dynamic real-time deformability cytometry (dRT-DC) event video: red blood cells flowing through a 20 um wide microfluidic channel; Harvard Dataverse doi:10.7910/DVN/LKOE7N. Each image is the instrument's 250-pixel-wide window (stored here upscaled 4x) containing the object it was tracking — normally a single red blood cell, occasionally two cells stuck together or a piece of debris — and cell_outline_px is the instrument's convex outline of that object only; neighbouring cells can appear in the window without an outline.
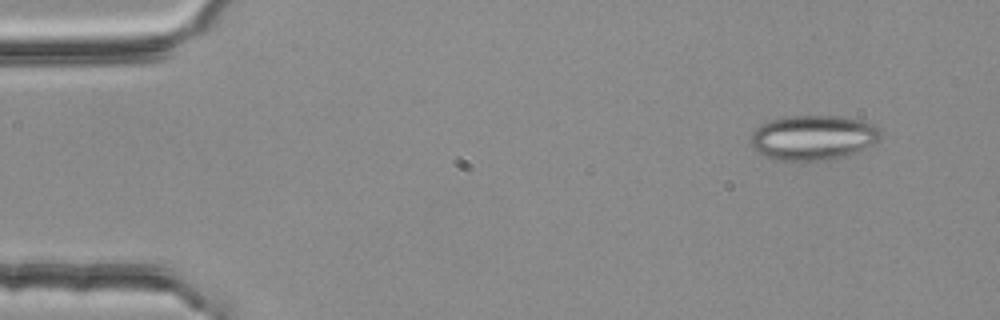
{"species": "common noctule bat (a hibernating species)", "species_latin": "Nyctalus noctula", "temperature_condition": "room temperature", "stored_images_in_passage": 3, "camera_frame_rate_fps": 3000, "um_per_image_px": 0.085, "animal": {"sex": "female", "body_mass_g": 25.1}, "frame": {"image": 1, "passage_image": 1, "time_ms": 0.0, "image_size_px": [1000, 320], "cell_outline_px": [[880, 136], [872, 144], [856, 152], [844, 156], [824, 160], [784, 160], [768, 156], [752, 148], [748, 140], [752, 132], [760, 124], [768, 120], [788, 116], [840, 116], [860, 120], [876, 124], [880, 132]], "centroid_in_image_um": [69.08, 11.67], "position_along_channel_um": 15.9, "area_um2": 33.76}}